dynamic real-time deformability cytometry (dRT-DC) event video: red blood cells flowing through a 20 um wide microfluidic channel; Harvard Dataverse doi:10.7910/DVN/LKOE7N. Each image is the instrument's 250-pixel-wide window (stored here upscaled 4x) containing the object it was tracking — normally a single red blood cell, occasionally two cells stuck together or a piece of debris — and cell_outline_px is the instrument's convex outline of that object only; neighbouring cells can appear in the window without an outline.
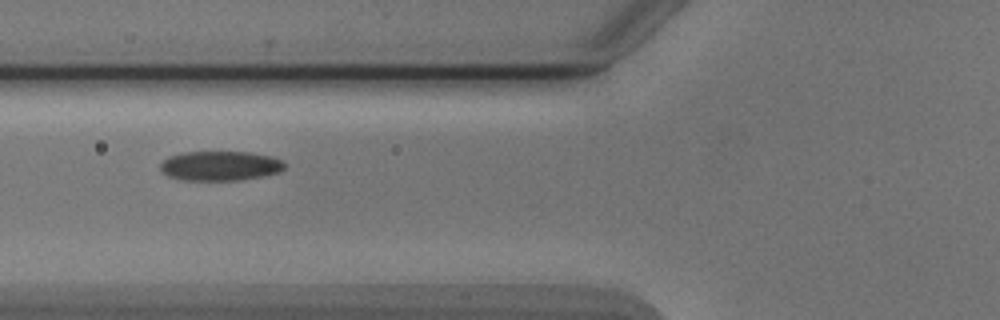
{"species": "Egyptian fruit bat (a non-hibernating species)", "species_latin": "Rousettus aegyptiacus", "temperature_condition": "cold", "stored_images_in_passage": 9, "camera_frame_rate_fps": 3000, "um_per_image_px": 0.085, "animal": {"sex": "male"}, "frame": {"image": 1, "passage_image": 7, "time_ms": 7.0, "image_size_px": [1000, 320], "cell_outline_px": [[284, 168], [280, 172], [264, 176], [236, 180], [184, 180], [168, 176], [160, 168], [160, 164], [168, 156], [184, 152], [252, 152], [272, 156], [284, 160]], "centroid_in_image_um": [18.75, 14.09], "position_along_channel_um": 107.1, "area_um2": 21.5}}
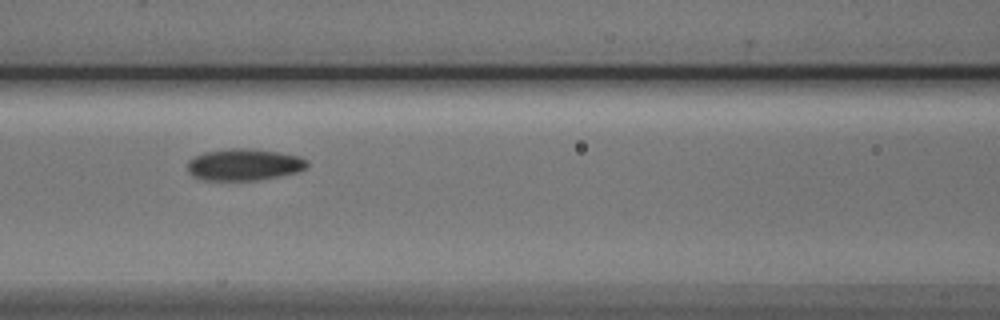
{"frame": {"image": 2, "passage_image": 8, "time_ms": 8.0, "image_size_px": [1000, 320], "cell_outline_px": [[308, 164], [304, 168], [296, 172], [280, 176], [256, 180], [204, 180], [192, 176], [188, 172], [188, 160], [192, 156], [204, 152], [228, 148], [256, 148], [300, 156], [308, 160]], "centroid_in_image_um": [20.72, 13.98], "position_along_channel_um": 145.9, "area_um2": 22.37}}
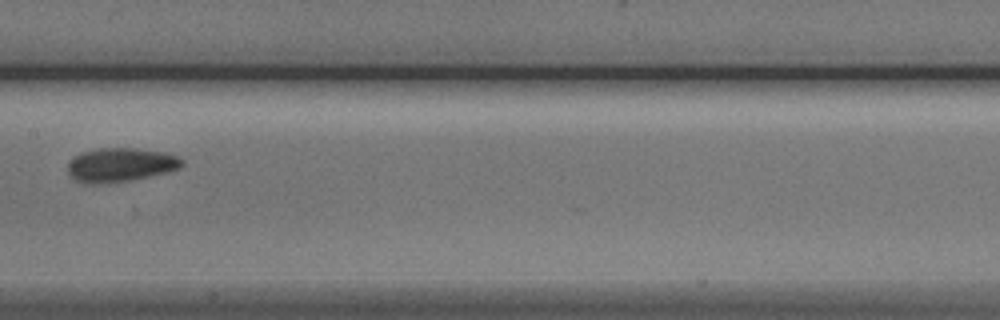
{"frame": {"image": 3, "passage_image": 9, "time_ms": 9.333, "image_size_px": [1000, 320], "cell_outline_px": [[184, 164], [180, 168], [168, 172], [128, 180], [92, 184], [88, 184], [76, 180], [68, 172], [68, 164], [80, 152], [96, 148], [136, 148], [164, 152], [180, 156], [184, 160]], "centroid_in_image_um": [10.28, 13.99], "position_along_channel_um": 197.1, "area_um2": 22.48}}